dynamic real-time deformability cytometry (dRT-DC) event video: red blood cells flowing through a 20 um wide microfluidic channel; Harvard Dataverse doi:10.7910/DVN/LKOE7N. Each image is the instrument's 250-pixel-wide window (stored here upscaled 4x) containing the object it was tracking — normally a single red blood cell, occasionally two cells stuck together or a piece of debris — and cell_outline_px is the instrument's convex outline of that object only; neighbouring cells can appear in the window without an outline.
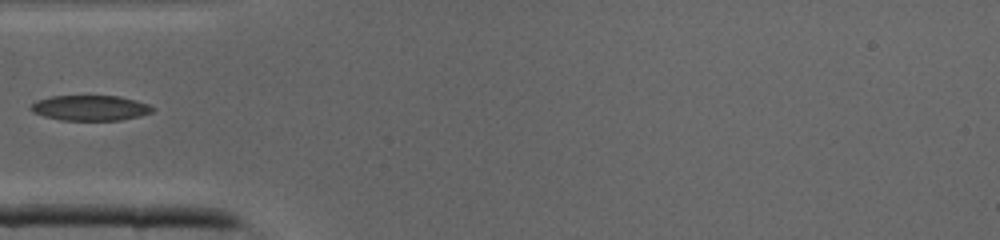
{"species": "common noctule bat (a hibernating species)", "species_latin": "Nyctalus noctula", "temperature_condition": "cold", "stored_images_in_passage": 29, "camera_frame_rate_fps": 3000, "um_per_image_px": 0.085, "animal": {"sex": "male", "body_mass_g": 19.0, "forearm_length_mm": 50.8}, "frame": {"image": 1, "passage_image": 1, "time_ms": 0.0, "image_size_px": [1000, 240], "cell_outline_px": [[156, 108], [152, 112], [140, 116], [120, 120], [60, 120], [44, 116], [32, 112], [28, 108], [36, 100], [52, 96], [120, 96], [136, 100], [148, 104]], "centroid_in_image_um": [7.67, 9.17], "position_along_channel_um": 77.3, "area_um2": 18.03}}
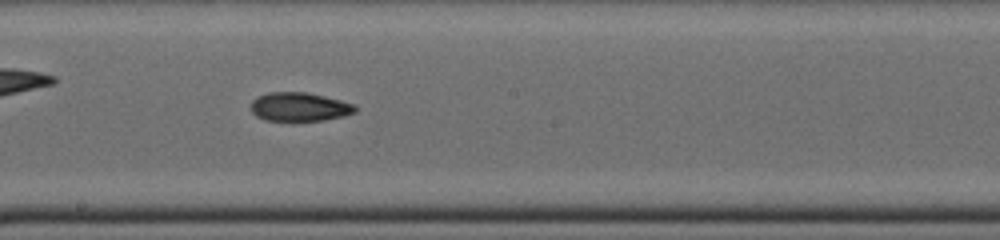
{"frame": {"image": 2, "passage_image": 10, "time_ms": 3.0, "image_size_px": [1000, 240], "cell_outline_px": [[356, 112], [344, 116], [324, 120], [264, 120], [256, 116], [252, 112], [252, 100], [256, 96], [268, 92], [304, 92], [324, 96], [356, 104]], "centroid_in_image_um": [25.46, 9.07], "position_along_channel_um": 222.7, "area_um2": 17.46}}
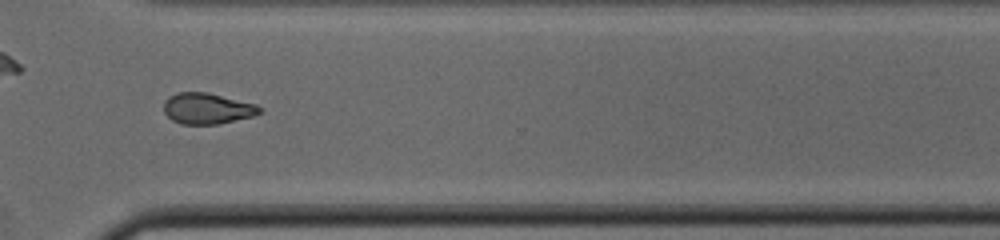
{"frame": {"image": 3, "passage_image": 18, "time_ms": 5.667, "image_size_px": [1000, 240], "cell_outline_px": [[264, 112], [252, 116], [220, 124], [180, 124], [172, 120], [164, 112], [164, 100], [168, 96], [176, 92], [204, 92], [256, 104], [264, 108]], "centroid_in_image_um": [17.62, 9.23], "position_along_channel_um": 353.0, "area_um2": 17.4}}